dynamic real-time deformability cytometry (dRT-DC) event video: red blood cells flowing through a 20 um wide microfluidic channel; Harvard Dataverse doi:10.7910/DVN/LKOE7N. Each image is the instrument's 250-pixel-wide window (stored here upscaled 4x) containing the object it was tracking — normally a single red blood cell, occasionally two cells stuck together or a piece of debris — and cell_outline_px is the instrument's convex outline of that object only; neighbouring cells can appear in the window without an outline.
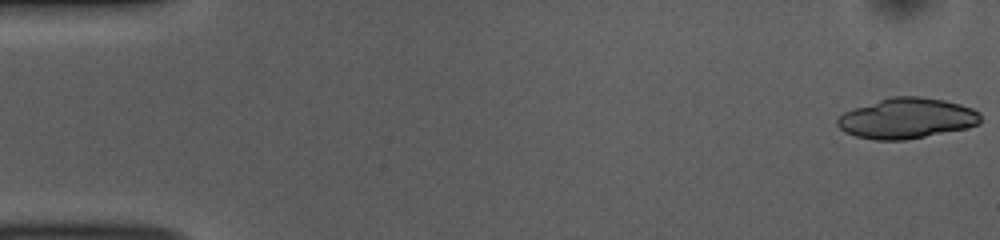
{"species": "common noctule bat (a hibernating species)", "species_latin": "Nyctalus noctula", "temperature_condition": "room temperature", "stored_images_in_passage": 39, "camera_frame_rate_fps": 3000, "um_per_image_px": 0.085, "animal": {"sex": "female", "body_mass_g": 10.0, "forearm_length_mm": 53.1}, "frame": {"image": 1, "passage_image": 1, "time_ms": 0.0, "image_size_px": [1000, 240], "cell_outline_px": [[980, 124], [964, 128], [904, 140], [876, 140], [856, 136], [844, 132], [836, 124], [836, 120], [844, 112], [852, 108], [892, 96], [920, 96], [944, 100], [960, 104], [972, 108], [980, 112]], "centroid_in_image_um": [77.05, 10.05], "position_along_channel_um": 8.0, "area_um2": 33.64}}